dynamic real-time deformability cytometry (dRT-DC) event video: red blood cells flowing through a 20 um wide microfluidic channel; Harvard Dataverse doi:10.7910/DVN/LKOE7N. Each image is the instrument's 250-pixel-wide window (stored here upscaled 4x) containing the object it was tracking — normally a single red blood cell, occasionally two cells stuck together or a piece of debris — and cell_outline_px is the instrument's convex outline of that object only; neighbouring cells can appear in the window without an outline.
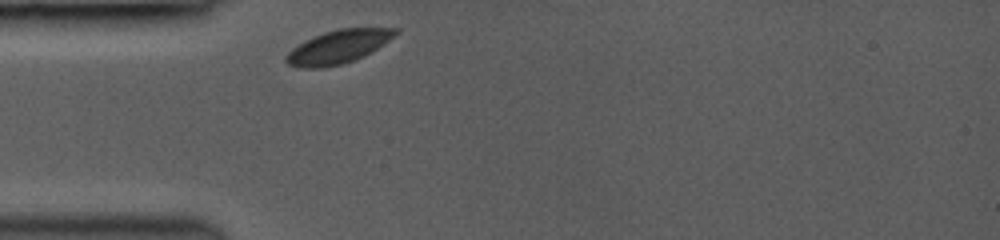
{"species": "common noctule bat (a hibernating species)", "species_latin": "Nyctalus noctula", "temperature_condition": "room temperature", "stored_images_in_passage": 15, "camera_frame_rate_fps": 3000, "um_per_image_px": 0.085, "animal": {"sex": "female", "body_mass_g": 19.0, "forearm_length_mm": 53.3}, "frame": {"image": 1, "passage_image": 1, "time_ms": 0.0, "image_size_px": [1000, 240], "cell_outline_px": [[400, 32], [384, 44], [364, 56], [340, 64], [324, 68], [300, 68], [288, 64], [284, 60], [284, 56], [292, 48], [304, 40], [324, 32], [340, 28], [400, 28]], "centroid_in_image_um": [28.74, 3.97], "position_along_channel_um": 56.3, "area_um2": 21.33}}
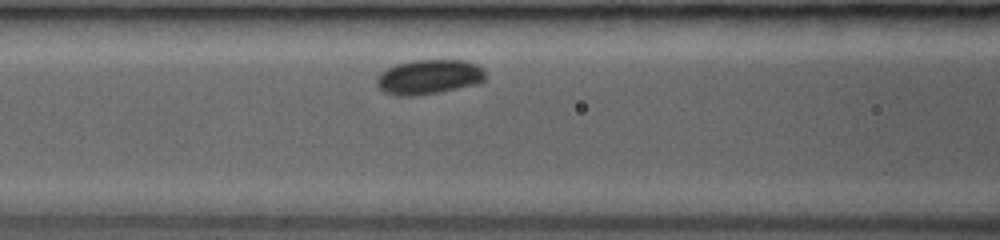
{"frame": {"image": 2, "passage_image": 9, "time_ms": 2.0, "image_size_px": [1000, 240], "cell_outline_px": [[484, 80], [480, 84], [440, 92], [416, 96], [396, 96], [384, 92], [376, 84], [376, 76], [380, 72], [396, 64], [412, 60], [468, 60], [484, 68]], "centroid_in_image_um": [36.46, 6.54], "position_along_channel_um": 130.1, "area_um2": 22.37}}
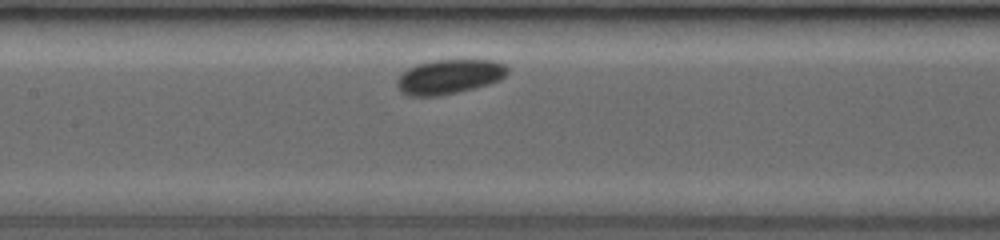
{"frame": {"image": 3, "passage_image": 13, "time_ms": 3.0, "image_size_px": [1000, 240], "cell_outline_px": [[508, 72], [500, 80], [488, 84], [440, 96], [408, 96], [400, 92], [396, 88], [396, 80], [408, 68], [416, 64], [432, 60], [496, 60], [504, 64], [508, 68]], "centroid_in_image_um": [38.15, 6.52], "position_along_channel_um": 169.2, "area_um2": 22.31}}